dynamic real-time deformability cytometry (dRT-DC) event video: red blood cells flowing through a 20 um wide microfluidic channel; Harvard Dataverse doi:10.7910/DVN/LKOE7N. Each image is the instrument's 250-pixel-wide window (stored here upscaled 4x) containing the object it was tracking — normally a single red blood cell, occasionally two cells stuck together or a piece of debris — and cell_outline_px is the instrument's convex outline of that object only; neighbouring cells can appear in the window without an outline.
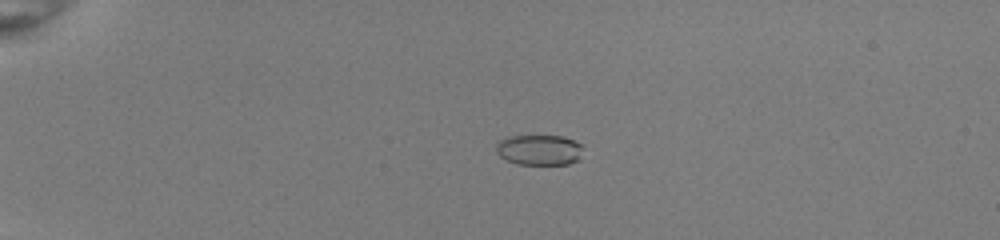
{"species": "common noctule bat (a hibernating species)", "species_latin": "Nyctalus noctula", "temperature_condition": "room temperature", "stored_images_in_passage": 40, "camera_frame_rate_fps": 3000, "um_per_image_px": 0.085, "animal": {"sex": "female", "body_mass_g": 22.0, "forearm_length_mm": 56.7}, "frame": {"image": 1, "passage_image": 1, "time_ms": 0.0, "image_size_px": [1000, 240], "cell_outline_px": [[584, 148], [576, 160], [568, 164], [520, 164], [508, 160], [500, 156], [496, 152], [496, 144], [500, 140], [512, 136], [564, 136], [580, 144]], "centroid_in_image_um": [45.83, 12.73], "position_along_channel_um": 39.2, "area_um2": 15.2}}
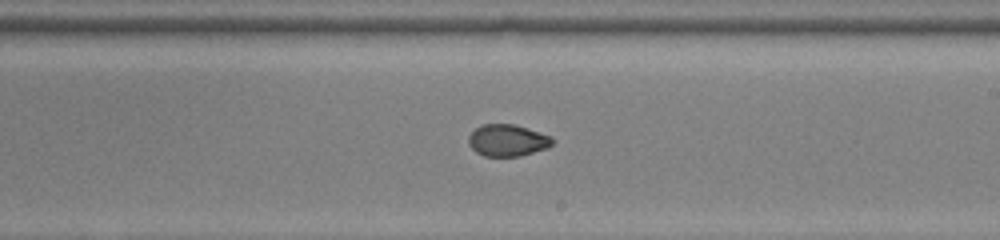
{"frame": {"image": 2, "passage_image": 21, "time_ms": 6.667, "image_size_px": [1000, 240], "cell_outline_px": [[556, 140], [548, 148], [520, 156], [484, 156], [476, 152], [468, 144], [468, 136], [476, 128], [484, 124], [512, 124], [548, 136]], "centroid_in_image_um": [43.11, 11.95], "position_along_channel_um": 245.9, "area_um2": 15.32}}
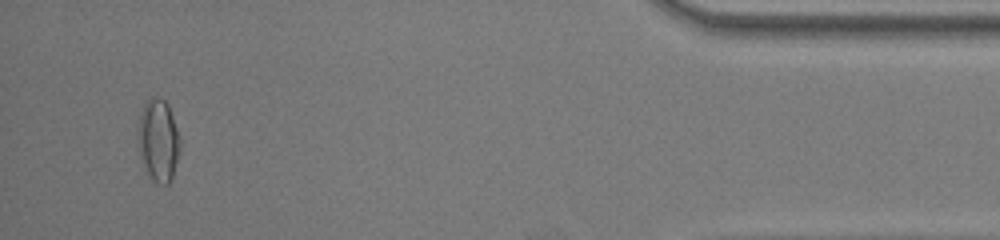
{"frame": {"image": 3, "passage_image": 38, "time_ms": 12.333, "image_size_px": [1000, 240], "cell_outline_px": [[180, 148], [172, 176], [168, 184], [160, 184], [152, 180], [148, 172], [140, 152], [136, 140], [140, 116], [144, 104], [152, 96], [160, 96], [168, 104], [180, 140]], "centroid_in_image_um": [13.45, 11.89], "position_along_channel_um": 421.8, "area_um2": 19.83}, "authors_computed_cell_mechanics": {"area_um2": 16.1551, "velocity_mm_per_s": 4.0417, "shape_relaxation_time_tau1_ms": 10.6797, "shape_relaxation_time_tau2_ms": 1.287, "deformation_change_tau1": 0.2416, "deformation_change_tau2": 0.0449}}